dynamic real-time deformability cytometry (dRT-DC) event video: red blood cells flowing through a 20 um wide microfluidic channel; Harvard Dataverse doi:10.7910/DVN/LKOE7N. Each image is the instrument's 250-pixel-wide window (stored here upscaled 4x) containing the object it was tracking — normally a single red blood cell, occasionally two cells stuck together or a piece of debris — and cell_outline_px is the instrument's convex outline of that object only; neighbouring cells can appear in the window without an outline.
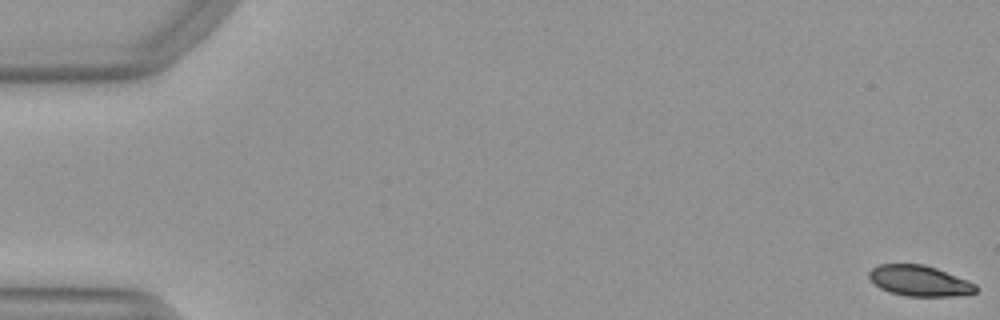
{"species": "Egyptian fruit bat (a non-hibernating species)", "species_latin": "Rousettus aegyptiacus", "temperature_condition": "warm", "stored_images_in_passage": 53, "camera_frame_rate_fps": 3000, "um_per_image_px": 0.085, "animal": {"sex": "female"}, "frame": {"image": 1, "passage_image": 1, "time_ms": 0.0, "image_size_px": [1000, 320], "cell_outline_px": [[976, 292], [952, 296], [904, 296], [888, 292], [880, 288], [868, 276], [868, 272], [876, 264], [924, 264], [936, 268], [968, 280], [976, 284]], "centroid_in_image_um": [78.12, 23.86], "position_along_channel_um": 6.9, "area_um2": 19.07}}
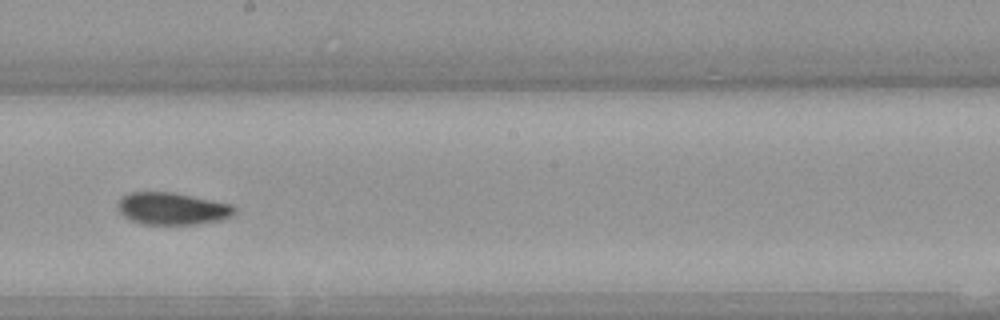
{"frame": {"image": 2, "passage_image": 30, "time_ms": 9.667, "image_size_px": [1000, 320], "cell_outline_px": [[236, 212], [232, 216], [220, 220], [200, 224], [140, 224], [124, 216], [116, 208], [116, 204], [120, 196], [128, 192], [172, 192], [232, 204], [236, 208]], "centroid_in_image_um": [14.61, 17.73], "position_along_channel_um": 233.6, "area_um2": 22.14}}
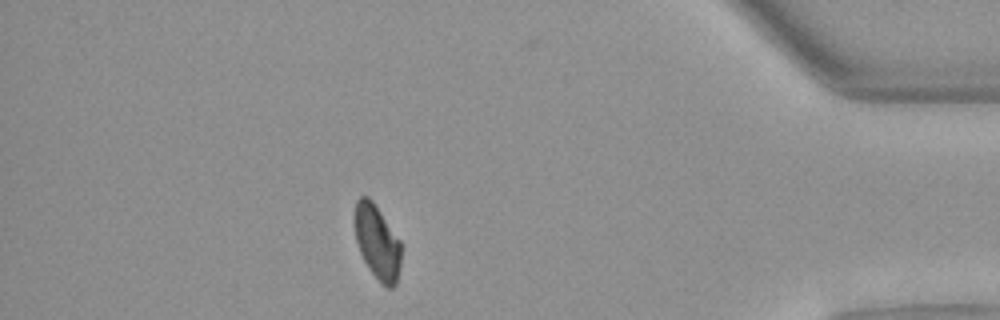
{"frame": {"image": 3, "passage_image": 46, "time_ms": 15.0, "image_size_px": [1000, 320], "cell_outline_px": [[400, 264], [396, 284], [392, 288], [388, 288], [380, 284], [368, 268], [360, 252], [356, 240], [352, 220], [352, 216], [356, 200], [360, 196], [368, 196], [372, 200], [400, 240]], "centroid_in_image_um": [32.02, 20.56], "position_along_channel_um": 403.2, "area_um2": 20.46}, "authors_computed_cell_mechanics": {"area_um2": 21.097, "velocity_mm_per_s": 3.994, "shape_relaxation_time_tau1_ms": 6.6387, "shape_relaxation_time_tau2_ms": 6.3621, "deformation_change_tau1": 0.1559, "deformation_change_tau2": 0.0976}}